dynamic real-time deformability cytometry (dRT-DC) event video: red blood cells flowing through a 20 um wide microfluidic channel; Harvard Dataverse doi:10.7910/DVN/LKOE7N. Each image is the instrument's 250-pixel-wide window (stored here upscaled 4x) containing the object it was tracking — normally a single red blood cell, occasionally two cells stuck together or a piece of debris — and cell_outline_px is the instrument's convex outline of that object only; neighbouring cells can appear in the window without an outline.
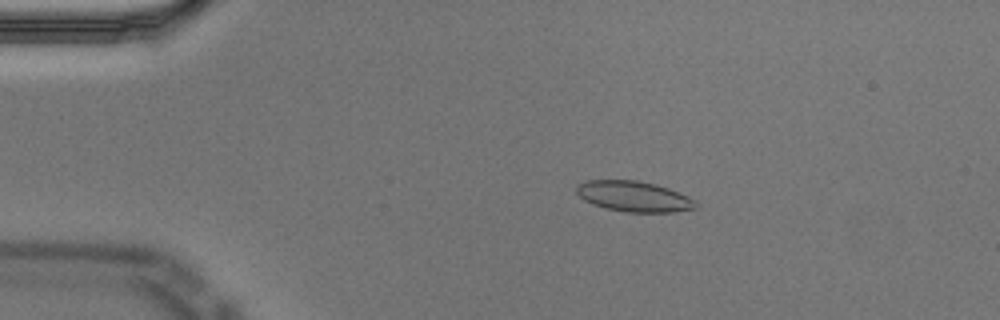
{"species": "Egyptian fruit bat (a non-hibernating species)", "species_latin": "Rousettus aegyptiacus", "temperature_condition": "cold", "stored_images_in_passage": 14, "camera_frame_rate_fps": 3000, "um_per_image_px": 0.085, "animal": {"sex": "male"}, "frame": {"image": 1, "passage_image": 7, "time_ms": 2.0, "image_size_px": [1000, 320], "cell_outline_px": [[696, 208], [676, 212], [624, 212], [604, 208], [592, 204], [584, 200], [576, 192], [576, 184], [588, 180], [636, 180], [656, 184], [668, 188], [688, 196], [696, 200]], "centroid_in_image_um": [53.86, 16.7], "position_along_channel_um": 31.1, "area_um2": 21.39}}